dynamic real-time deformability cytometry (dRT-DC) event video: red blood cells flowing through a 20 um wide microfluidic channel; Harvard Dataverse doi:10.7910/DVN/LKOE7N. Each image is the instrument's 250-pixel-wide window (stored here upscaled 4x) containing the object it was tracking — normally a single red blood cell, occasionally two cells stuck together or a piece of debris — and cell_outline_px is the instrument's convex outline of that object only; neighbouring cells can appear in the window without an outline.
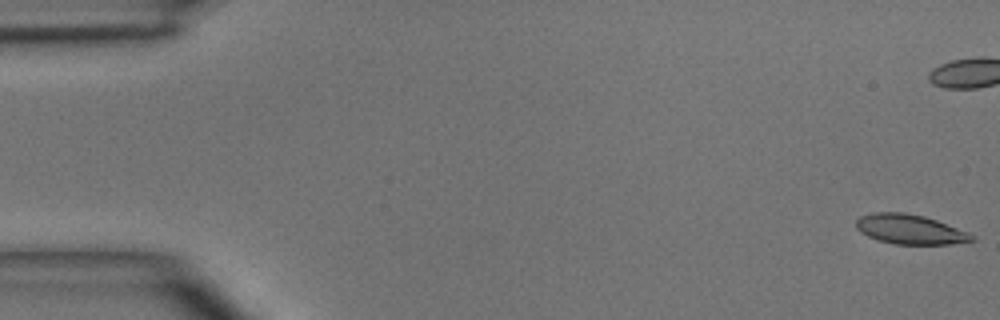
{"species": "common noctule bat (a hibernating species)", "species_latin": "Nyctalus noctula", "temperature_condition": "room temperature", "stored_images_in_passage": 7, "camera_frame_rate_fps": 3000, "um_per_image_px": 0.085, "animal": {"sex": "male", "body_mass_g": 15.6}, "frame": {"image": 1, "passage_image": 1, "time_ms": 0.0, "image_size_px": [1000, 320], "cell_outline_px": [[976, 240], [948, 244], [892, 244], [868, 236], [860, 232], [856, 228], [856, 220], [860, 216], [872, 212], [904, 212], [924, 216], [936, 220], [968, 232], [976, 236]], "centroid_in_image_um": [77.34, 19.48], "position_along_channel_um": 7.7, "area_um2": 20.0}}
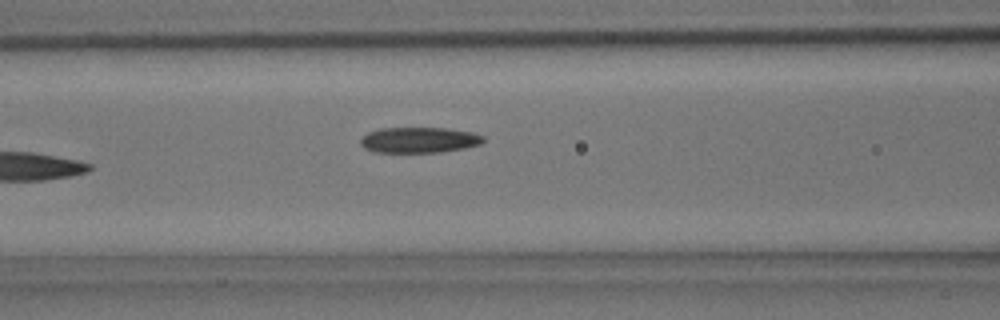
{"frame": {"image": 2, "passage_image": 7, "time_ms": 7.0, "image_size_px": [1000, 320], "cell_outline_px": [[484, 140], [480, 144], [464, 148], [440, 152], [376, 152], [364, 148], [360, 144], [360, 140], [368, 132], [380, 128], [448, 128], [472, 132], [484, 136]], "centroid_in_image_um": [35.62, 11.89], "position_along_channel_um": 131.0, "area_um2": 18.32}}